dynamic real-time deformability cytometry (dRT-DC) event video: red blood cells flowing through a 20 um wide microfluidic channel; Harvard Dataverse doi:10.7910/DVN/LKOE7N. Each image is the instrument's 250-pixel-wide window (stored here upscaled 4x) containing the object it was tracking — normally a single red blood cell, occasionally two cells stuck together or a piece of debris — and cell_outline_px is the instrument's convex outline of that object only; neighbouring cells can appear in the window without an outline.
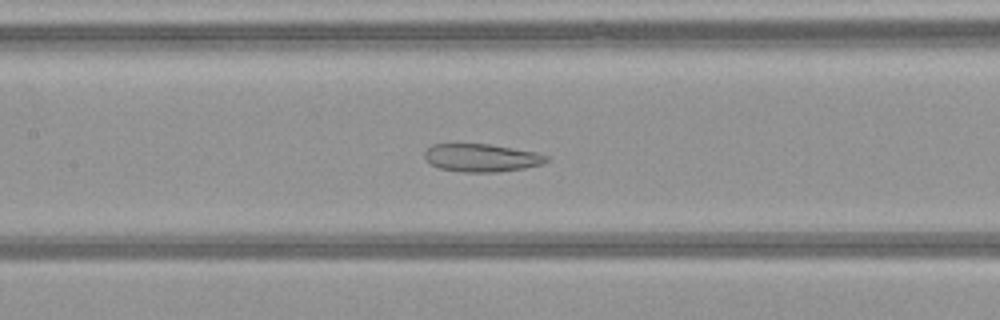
{"species": "common noctule bat (a hibernating species)", "species_latin": "Nyctalus noctula", "temperature_condition": "warm", "stored_images_in_passage": 50, "camera_frame_rate_fps": 3000, "um_per_image_px": 0.085, "animal": {"sex": "female", "body_mass_g": 21.9}, "frame": {"image": 1, "passage_image": 24, "time_ms": 7.667, "image_size_px": [1000, 320], "cell_outline_px": [[548, 160], [544, 164], [524, 168], [496, 172], [460, 172], [440, 168], [432, 164], [424, 156], [424, 152], [432, 144], [488, 144], [536, 152], [548, 156]], "centroid_in_image_um": [40.95, 13.41], "position_along_channel_um": 166.5, "area_um2": 19.71}}
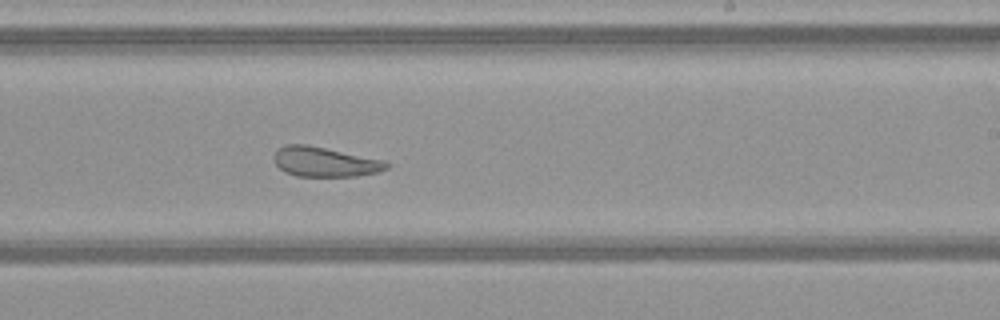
{"frame": {"image": 2, "passage_image": 31, "time_ms": 10.0, "image_size_px": [1000, 320], "cell_outline_px": [[392, 164], [388, 168], [376, 172], [356, 176], [296, 176], [284, 172], [272, 160], [272, 156], [276, 148], [288, 144], [308, 144], [384, 160]], "centroid_in_image_um": [27.57, 13.74], "position_along_channel_um": 261.4, "area_um2": 19.77}}
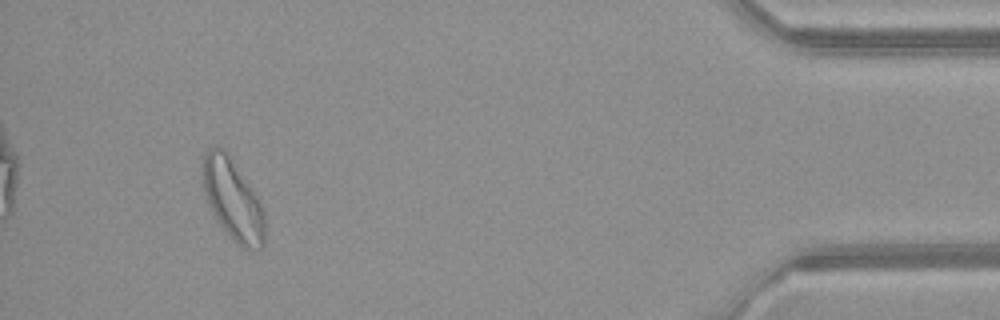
{"frame": {"image": 3, "passage_image": 47, "time_ms": 15.333, "image_size_px": [1000, 320], "cell_outline_px": [[264, 244], [260, 248], [252, 252], [240, 248], [236, 244], [216, 220], [204, 192], [200, 180], [200, 164], [208, 148], [224, 148], [228, 152], [260, 200], [264, 208]], "centroid_in_image_um": [19.77, 16.97], "position_along_channel_um": 415.4, "area_um2": 30.06}, "authors_computed_cell_mechanics": {"area_um2": 26.7036, "velocity_mm_per_s": 4.0768, "shape_relaxation_time_tau1_ms": null, "shape_relaxation_time_tau2_ms": 2.4286, "deformation_change_tau1": null, "deformation_change_tau2": 0.1059}}